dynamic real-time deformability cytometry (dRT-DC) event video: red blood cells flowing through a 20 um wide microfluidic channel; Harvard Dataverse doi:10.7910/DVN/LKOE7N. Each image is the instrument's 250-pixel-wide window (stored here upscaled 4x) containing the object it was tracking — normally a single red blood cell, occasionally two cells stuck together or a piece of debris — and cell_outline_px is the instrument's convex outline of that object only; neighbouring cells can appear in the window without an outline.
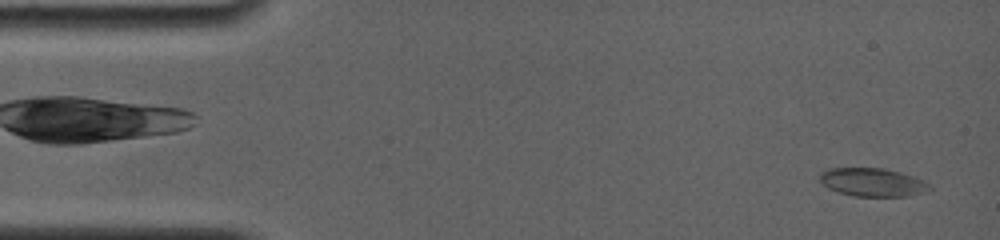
{"species": "common noctule bat (a hibernating species)", "species_latin": "Nyctalus noctula", "temperature_condition": "room temperature", "stored_images_in_passage": 7, "camera_frame_rate_fps": 4000, "um_per_image_px": 0.085, "animal": {"sex": "female", "body_mass_g": 19.0, "forearm_length_mm": 56.7}, "frame": {"image": 1, "passage_image": 1, "time_ms": 0.0, "image_size_px": [1000, 240], "cell_outline_px": [[932, 188], [924, 192], [908, 196], [852, 196], [828, 188], [820, 180], [820, 172], [828, 168], [884, 168], [916, 176], [924, 180]], "centroid_in_image_um": [74.18, 15.48], "position_along_channel_um": 10.8, "area_um2": 18.15}}
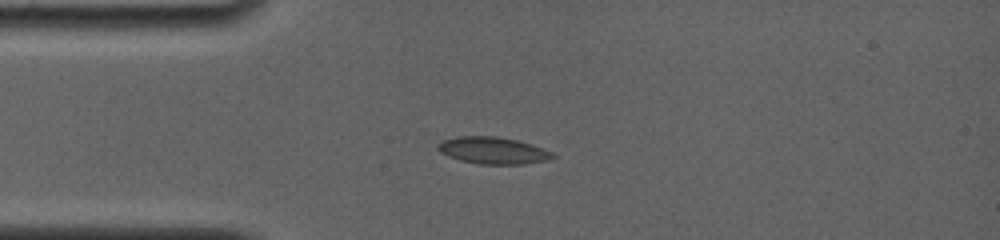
{"frame": {"image": 2, "passage_image": 5, "time_ms": 3.25, "image_size_px": [1000, 240], "cell_outline_px": [[556, 156], [548, 160], [524, 164], [480, 164], [460, 160], [448, 156], [440, 152], [436, 148], [436, 144], [444, 140], [456, 136], [496, 136], [516, 140], [532, 144], [552, 152]], "centroid_in_image_um": [41.89, 12.79], "position_along_channel_um": 43.1, "area_um2": 18.03}}
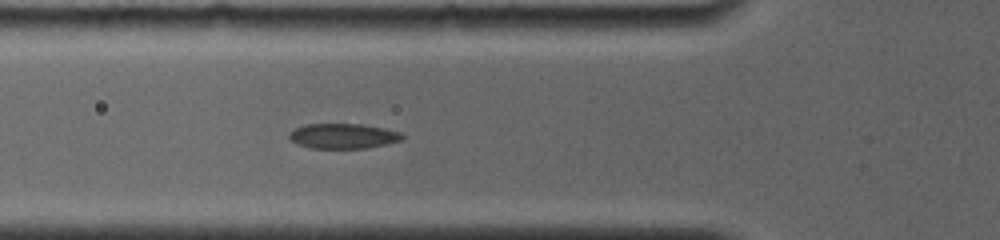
{"frame": {"image": 3, "passage_image": 7, "time_ms": 5.0, "image_size_px": [1000, 240], "cell_outline_px": [[404, 136], [400, 140], [368, 148], [312, 148], [296, 144], [288, 136], [288, 132], [304, 124], [360, 124], [384, 128], [400, 132]], "centroid_in_image_um": [29.12, 11.56], "position_along_channel_um": 96.7, "area_um2": 16.42}}